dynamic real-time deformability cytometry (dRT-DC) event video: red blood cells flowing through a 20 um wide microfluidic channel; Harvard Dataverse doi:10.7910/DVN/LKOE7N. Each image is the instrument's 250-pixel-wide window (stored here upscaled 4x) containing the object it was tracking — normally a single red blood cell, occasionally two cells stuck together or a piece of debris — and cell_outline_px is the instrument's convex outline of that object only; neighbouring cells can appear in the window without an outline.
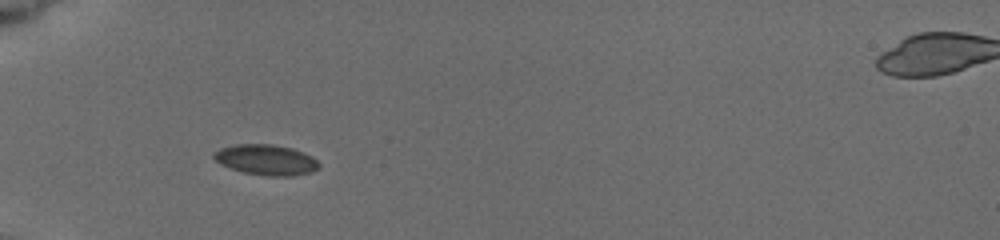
{"species": "common noctule bat (a hibernating species)", "species_latin": "Nyctalus noctula", "temperature_condition": "cold", "stored_images_in_passage": 8, "camera_frame_rate_fps": 3000, "um_per_image_px": 0.085, "animal": {"sex": "female", "body_mass_g": 19.5, "forearm_length_mm": 54.1}, "frame": {"image": 1, "passage_image": 4, "time_ms": 3.333, "image_size_px": [1000, 240], "cell_outline_px": [[320, 164], [312, 172], [292, 176], [268, 176], [244, 172], [220, 164], [212, 156], [220, 148], [236, 144], [272, 144], [292, 148], [304, 152], [312, 156]], "centroid_in_image_um": [22.64, 13.58], "position_along_channel_um": 62.4, "area_um2": 18.55}}
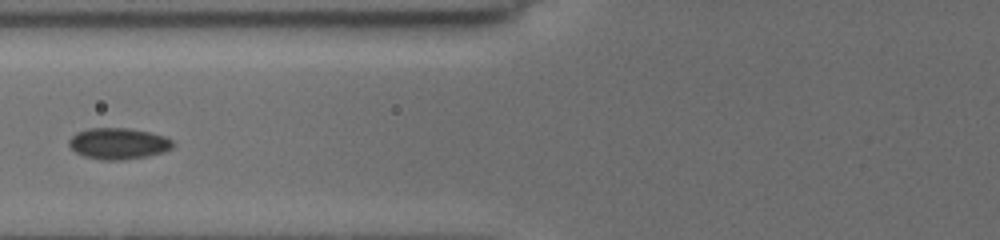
{"frame": {"image": 2, "passage_image": 6, "time_ms": 5.0, "image_size_px": [1000, 240], "cell_outline_px": [[172, 148], [164, 152], [148, 156], [124, 160], [100, 160], [84, 156], [76, 152], [68, 144], [68, 140], [72, 136], [80, 132], [92, 128], [128, 128], [148, 132], [164, 136], [172, 140]], "centroid_in_image_um": [10.07, 12.22], "position_along_channel_um": 115.7, "area_um2": 18.79}}
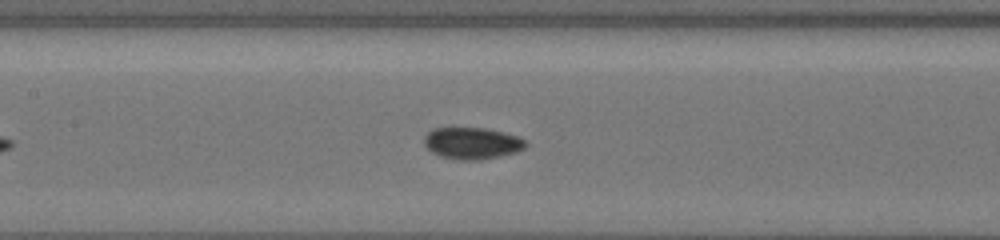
{"frame": {"image": 3, "passage_image": 8, "time_ms": 6.333, "image_size_px": [1000, 240], "cell_outline_px": [[528, 144], [524, 148], [516, 152], [500, 156], [480, 160], [456, 160], [440, 156], [432, 152], [424, 144], [424, 136], [428, 132], [436, 128], [484, 128], [516, 136], [524, 140]], "centroid_in_image_um": [40.1, 12.19], "position_along_channel_um": 167.3, "area_um2": 18.61}}